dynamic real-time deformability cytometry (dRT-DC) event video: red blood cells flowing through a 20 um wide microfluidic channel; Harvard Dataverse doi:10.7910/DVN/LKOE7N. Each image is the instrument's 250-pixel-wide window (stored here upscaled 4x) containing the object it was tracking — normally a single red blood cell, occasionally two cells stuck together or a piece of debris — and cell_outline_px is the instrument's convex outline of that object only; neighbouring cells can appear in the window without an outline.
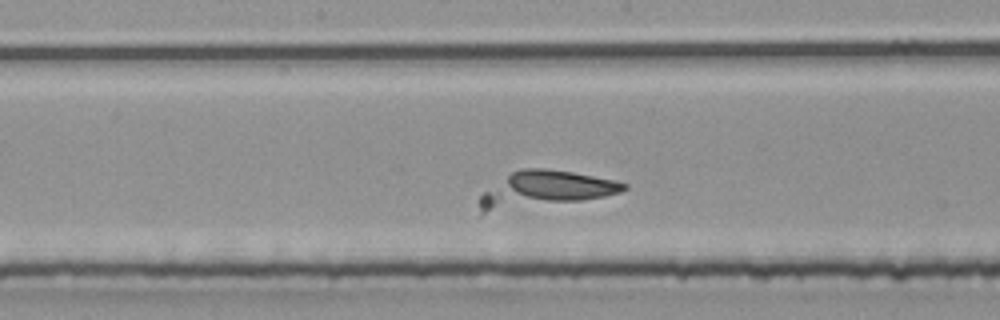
{"species": "common noctule bat (a hibernating species)", "species_latin": "Nyctalus noctula", "temperature_condition": "room temperature", "stored_images_in_passage": 37, "camera_frame_rate_fps": 3000, "um_per_image_px": 0.085, "animal": {"sex": "male", "body_mass_g": 20.4}, "frame": {"image": 1, "passage_image": 13, "time_ms": 4.0, "image_size_px": [1000, 320], "cell_outline_px": [[628, 188], [620, 192], [604, 196], [584, 200], [480, 216], [480, 196], [484, 192], [512, 172], [520, 168], [544, 168], [572, 172], [612, 180], [628, 184]], "centroid_in_image_um": [46.23, 16.15], "position_along_channel_um": 202.0, "area_um2": 30.63}}
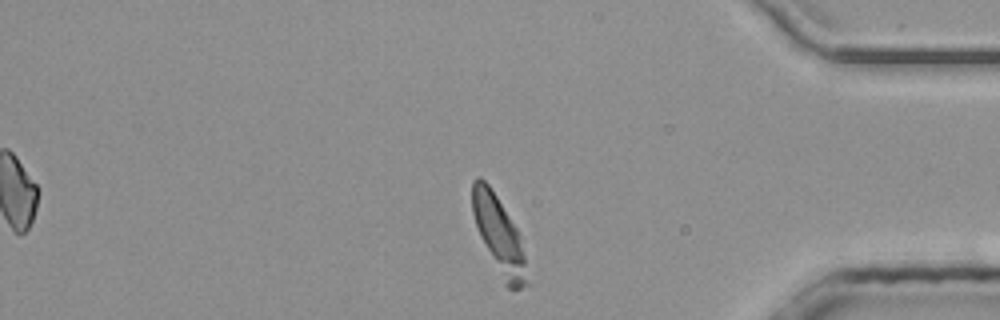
{"frame": {"image": 2, "passage_image": 29, "time_ms": 9.333, "image_size_px": [1000, 320], "cell_outline_px": [[532, 284], [520, 288], [508, 288], [504, 284], [480, 236], [472, 212], [472, 180], [476, 176], [480, 176], [488, 184], [496, 196], [516, 228], [520, 236]], "centroid_in_image_um": [42.45, 20.06], "position_along_channel_um": 392.7, "area_um2": 24.57}}
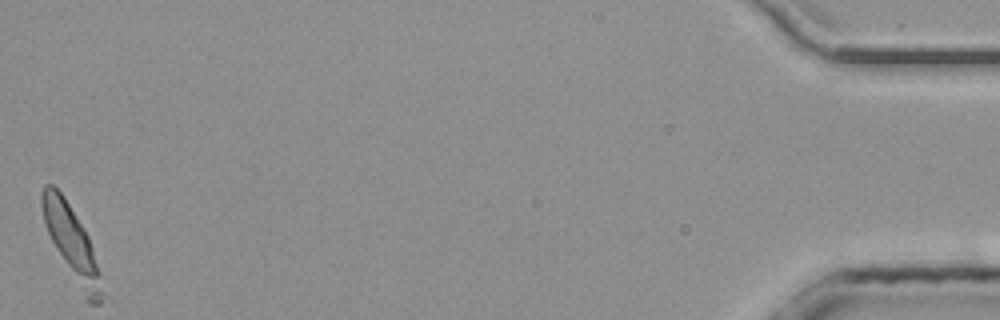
{"frame": {"image": 3, "passage_image": 37, "time_ms": 12.0, "image_size_px": [1000, 320], "cell_outline_px": [[108, 296], [100, 304], [88, 304], [56, 248], [48, 232], [44, 220], [40, 204], [40, 192], [44, 184], [52, 184], [64, 196], [84, 228], [88, 236]], "centroid_in_image_um": [6.15, 20.74], "position_along_channel_um": 429.0, "area_um2": 25.72}}